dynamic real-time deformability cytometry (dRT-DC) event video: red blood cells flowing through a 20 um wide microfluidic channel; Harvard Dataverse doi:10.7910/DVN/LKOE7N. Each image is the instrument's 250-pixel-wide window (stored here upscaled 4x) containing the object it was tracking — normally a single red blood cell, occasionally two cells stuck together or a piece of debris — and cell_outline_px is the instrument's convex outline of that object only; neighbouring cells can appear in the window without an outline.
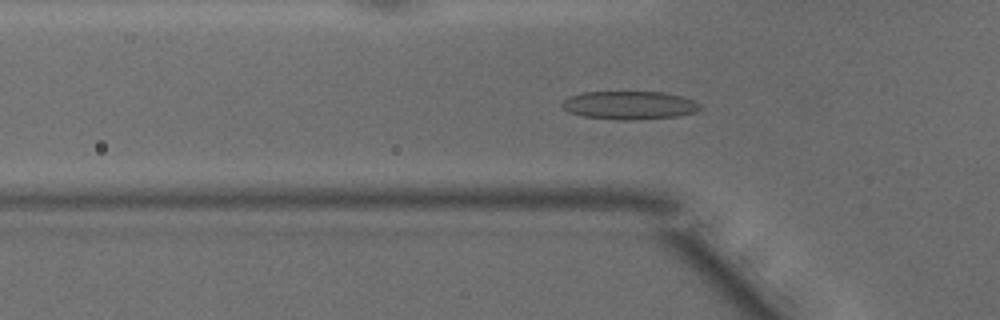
{"species": "common noctule bat (a hibernating species)", "species_latin": "Nyctalus noctula", "temperature_condition": "warm", "stored_images_in_passage": 48, "camera_frame_rate_fps": 3000, "um_per_image_px": 0.085, "animal": {"sex": "male", "body_mass_g": 15.6}, "frame": {"image": 1, "passage_image": 15, "time_ms": 4.667, "image_size_px": [1000, 320], "cell_outline_px": [[700, 108], [696, 112], [676, 116], [632, 120], [616, 120], [584, 116], [568, 112], [560, 104], [568, 96], [584, 92], [664, 92], [680, 96], [692, 100], [700, 104]], "centroid_in_image_um": [53.46, 8.94], "position_along_channel_um": 72.3, "area_um2": 22.66}}
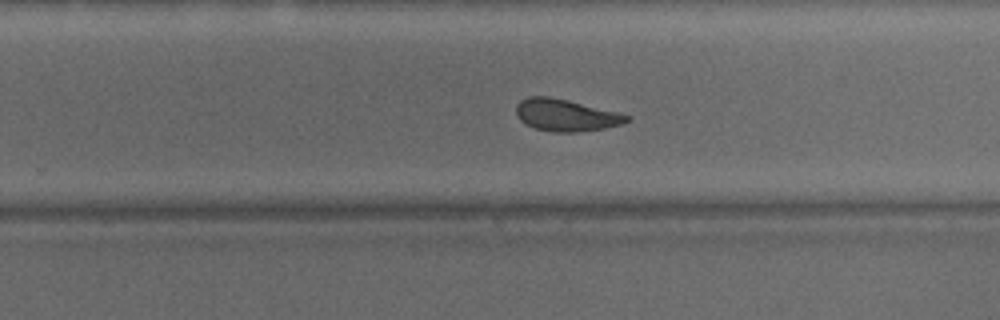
{"frame": {"image": 2, "passage_image": 30, "time_ms": 9.667, "image_size_px": [1000, 320], "cell_outline_px": [[632, 116], [628, 120], [620, 124], [604, 128], [576, 132], [552, 132], [536, 128], [524, 124], [516, 116], [516, 104], [520, 100], [528, 96], [548, 96], [568, 100], [620, 112]], "centroid_in_image_um": [48.07, 9.78], "position_along_channel_um": 281.7, "area_um2": 20.75}}
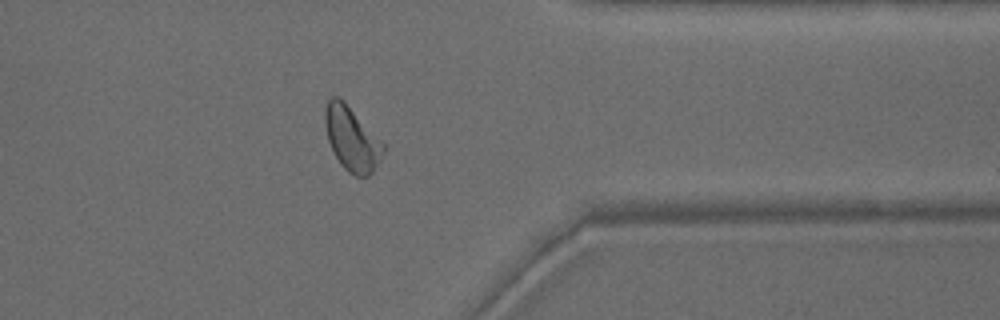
{"frame": {"image": 3, "passage_image": 38, "time_ms": 12.333, "image_size_px": [1000, 320], "cell_outline_px": [[384, 152], [380, 160], [372, 172], [368, 176], [356, 176], [348, 172], [340, 164], [328, 140], [324, 124], [324, 108], [328, 100], [332, 96], [340, 96], [344, 100], [384, 144]], "centroid_in_image_um": [29.88, 11.77], "position_along_channel_um": 381.5, "area_um2": 21.68}, "authors_computed_cell_mechanics": {"area_um2": 21.9351, "velocity_mm_per_s": 4.1673, "shape_relaxation_time_tau1_ms": 10.0523, "shape_relaxation_time_tau2_ms": 2.6266, "deformation_change_tau1": 0.2206, "deformation_change_tau2": 0.1056}}